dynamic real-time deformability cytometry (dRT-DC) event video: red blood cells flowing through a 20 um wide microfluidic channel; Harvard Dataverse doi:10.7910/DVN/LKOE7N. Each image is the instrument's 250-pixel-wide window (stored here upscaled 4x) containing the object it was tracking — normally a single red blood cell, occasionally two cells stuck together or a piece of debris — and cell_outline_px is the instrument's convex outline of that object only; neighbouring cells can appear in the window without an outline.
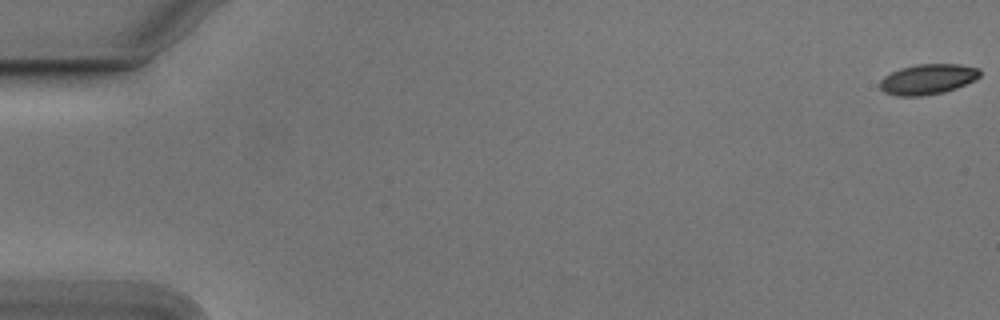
{"species": "Egyptian fruit bat (a non-hibernating species)", "species_latin": "Rousettus aegyptiacus", "temperature_condition": "cold", "stored_images_in_passage": 6, "camera_frame_rate_fps": 3000, "um_per_image_px": 0.085, "animal": {"sex": "male"}, "frame": {"image": 1, "passage_image": 1, "time_ms": 0.0, "image_size_px": [1000, 320], "cell_outline_px": [[980, 76], [976, 80], [956, 88], [944, 92], [920, 96], [896, 96], [884, 92], [880, 88], [880, 80], [884, 76], [900, 68], [916, 64], [960, 64], [980, 68]], "centroid_in_image_um": [78.87, 6.73], "position_along_channel_um": 6.1, "area_um2": 17.8}}